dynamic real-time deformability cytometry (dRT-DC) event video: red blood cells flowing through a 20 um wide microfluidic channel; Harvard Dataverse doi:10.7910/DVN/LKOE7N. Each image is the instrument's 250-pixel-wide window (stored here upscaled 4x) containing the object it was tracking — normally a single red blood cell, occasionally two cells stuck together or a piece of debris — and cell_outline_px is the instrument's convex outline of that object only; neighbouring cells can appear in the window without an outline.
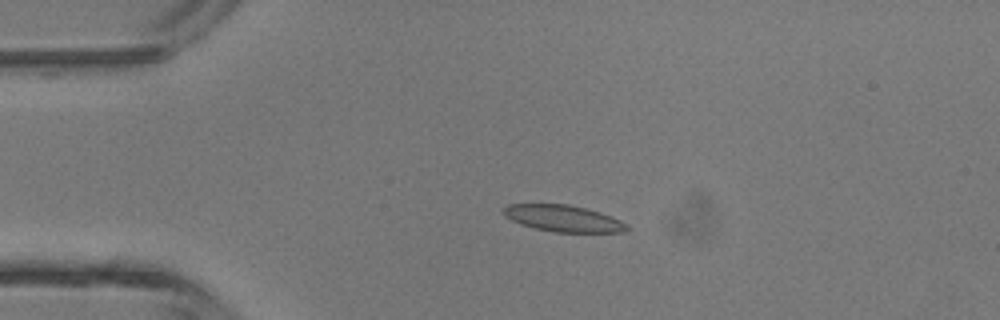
{"species": "common noctule bat (a hibernating species)", "species_latin": "Nyctalus noctula", "temperature_condition": "room temperature", "stored_images_in_passage": 4, "camera_frame_rate_fps": 3000, "um_per_image_px": 0.085, "animal": {"sex": "male", "body_mass_g": 13.3}, "frame": {"image": 1, "passage_image": 3, "time_ms": 2.0, "image_size_px": [1000, 320], "cell_outline_px": [[628, 228], [624, 232], [556, 232], [536, 228], [520, 224], [504, 216], [504, 208], [508, 204], [568, 204], [600, 212], [612, 216], [628, 224]], "centroid_in_image_um": [47.9, 18.56], "position_along_channel_um": 37.1, "area_um2": 18.96}}